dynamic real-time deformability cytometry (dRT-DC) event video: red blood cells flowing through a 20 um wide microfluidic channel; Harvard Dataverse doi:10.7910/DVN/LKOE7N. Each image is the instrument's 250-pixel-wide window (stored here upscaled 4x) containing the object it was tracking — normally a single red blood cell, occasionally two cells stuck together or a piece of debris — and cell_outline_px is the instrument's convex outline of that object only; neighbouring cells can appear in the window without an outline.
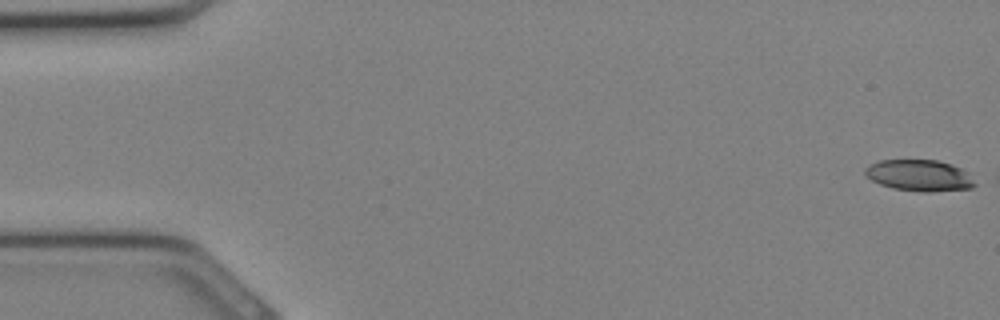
{"species": "Egyptian fruit bat (a non-hibernating species)", "species_latin": "Rousettus aegyptiacus", "temperature_condition": "cold", "stored_images_in_passage": 2, "camera_frame_rate_fps": 3000, "um_per_image_px": 0.085, "animal": {"sex": "female"}, "frame": {"image": 1, "passage_image": 1, "time_ms": 0.0, "image_size_px": [1000, 320], "cell_outline_px": [[980, 184], [972, 188], [932, 192], [924, 192], [892, 188], [880, 184], [864, 176], [864, 168], [868, 164], [880, 160], [936, 160], [952, 164], [968, 172]], "centroid_in_image_um": [78.17, 14.92], "position_along_channel_um": 6.8, "area_um2": 20.46}}